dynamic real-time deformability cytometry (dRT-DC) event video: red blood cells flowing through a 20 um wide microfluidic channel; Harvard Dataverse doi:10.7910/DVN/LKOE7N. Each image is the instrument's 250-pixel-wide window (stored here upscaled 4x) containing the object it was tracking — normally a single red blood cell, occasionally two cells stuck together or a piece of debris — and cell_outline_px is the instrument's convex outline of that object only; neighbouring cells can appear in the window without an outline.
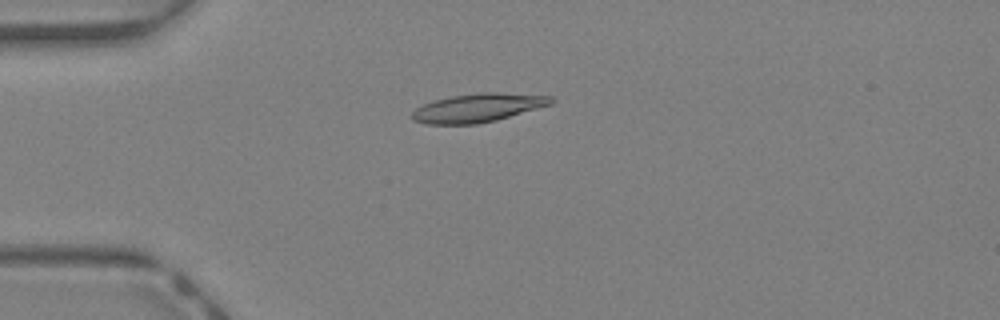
{"species": "Egyptian fruit bat (a non-hibernating species)", "species_latin": "Rousettus aegyptiacus", "temperature_condition": "warm", "stored_images_in_passage": 33, "camera_frame_rate_fps": 3000, "um_per_image_px": 0.085, "animal": {"sex": "female"}, "frame": {"image": 1, "passage_image": 1, "time_ms": 0.0, "image_size_px": [1000, 320], "cell_outline_px": [[556, 100], [552, 104], [496, 120], [476, 124], [424, 124], [412, 120], [412, 112], [416, 108], [424, 104], [436, 100], [452, 96], [480, 92], [496, 92], [552, 96]], "centroid_in_image_um": [40.63, 9.16], "position_along_channel_um": 44.4, "area_um2": 23.06}}
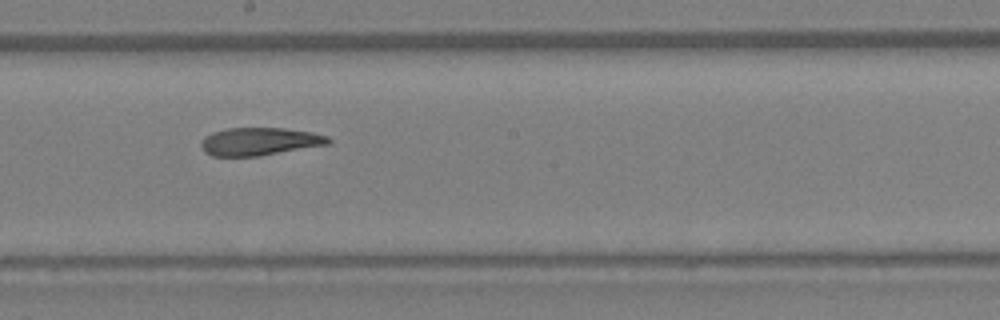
{"frame": {"image": 2, "passage_image": 14, "time_ms": 4.333, "image_size_px": [1000, 320], "cell_outline_px": [[332, 140], [328, 144], [256, 156], [212, 156], [204, 152], [200, 144], [204, 136], [212, 132], [228, 128], [284, 128], [312, 132], [328, 136]], "centroid_in_image_um": [22.03, 12.02], "position_along_channel_um": 226.2, "area_um2": 20.52}}
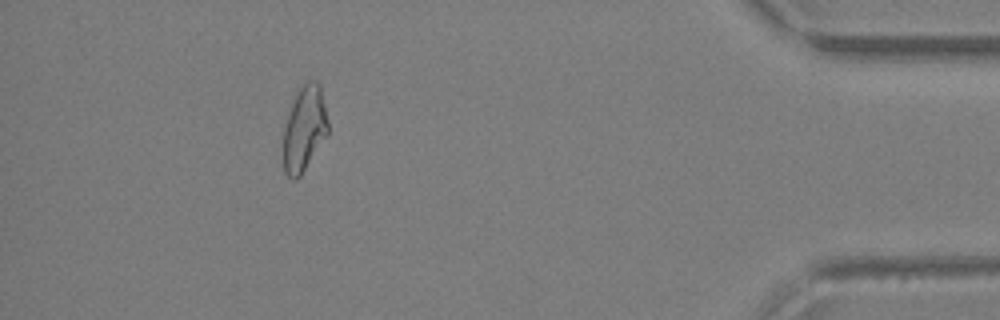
{"frame": {"image": 3, "passage_image": 29, "time_ms": 9.333, "image_size_px": [1000, 320], "cell_outline_px": [[328, 136], [300, 176], [296, 180], [292, 180], [284, 172], [284, 128], [288, 108], [296, 88], [308, 80], [316, 80], [320, 84], [328, 120]], "centroid_in_image_um": [25.87, 10.89], "position_along_channel_um": 409.3, "area_um2": 22.83}, "authors_computed_cell_mechanics": {"area_um2": 21.9062, "velocity_mm_per_s": 4.7473, "shape_relaxation_time_tau1_ms": 9.1718, "shape_relaxation_time_tau2_ms": 2.4301, "deformation_change_tau1": 0.2679, "deformation_change_tau2": 0.1115}}